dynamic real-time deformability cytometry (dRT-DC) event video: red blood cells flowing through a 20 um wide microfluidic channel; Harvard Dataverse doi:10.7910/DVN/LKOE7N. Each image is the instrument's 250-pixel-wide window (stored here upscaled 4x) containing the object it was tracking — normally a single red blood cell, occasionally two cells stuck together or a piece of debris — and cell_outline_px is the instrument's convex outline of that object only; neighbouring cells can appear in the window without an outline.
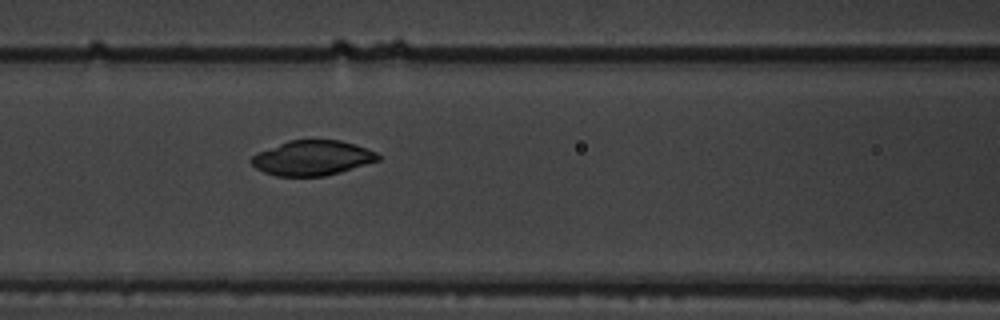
{"species": "common noctule bat (a hibernating species)", "species_latin": "Nyctalus noctula", "temperature_condition": "warm", "stored_images_in_passage": 7, "camera_frame_rate_fps": 3000, "um_per_image_px": 0.085, "animal": {"sex": "male", "body_mass_g": 19.5, "forearm_length_mm": 54.6}, "frame": {"image": 1, "passage_image": 7, "time_ms": 7.667, "image_size_px": [1000, 320], "cell_outline_px": [[380, 160], [340, 172], [324, 176], [276, 176], [264, 172], [256, 168], [248, 160], [256, 152], [288, 140], [340, 140], [356, 144], [368, 148], [376, 152], [380, 156]], "centroid_in_image_um": [26.53, 13.42], "position_along_channel_um": 140.1, "area_um2": 25.95}}